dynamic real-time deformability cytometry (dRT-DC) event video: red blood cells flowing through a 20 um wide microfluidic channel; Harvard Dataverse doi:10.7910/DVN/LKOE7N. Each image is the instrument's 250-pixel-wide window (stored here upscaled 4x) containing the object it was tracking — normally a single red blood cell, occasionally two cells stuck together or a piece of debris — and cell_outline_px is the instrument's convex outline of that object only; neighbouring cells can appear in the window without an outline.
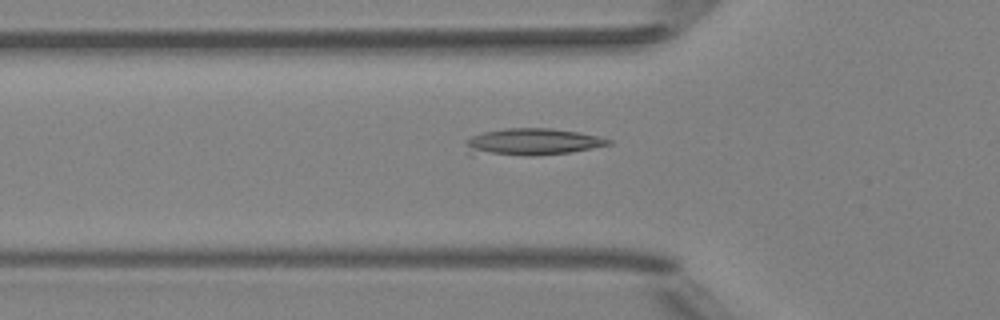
{"species": "Egyptian fruit bat (a non-hibernating species)", "species_latin": "Rousettus aegyptiacus", "temperature_condition": "room temperature", "stored_images_in_passage": 37, "camera_frame_rate_fps": 3000, "um_per_image_px": 0.085, "animal": {"sex": "female"}, "frame": {"image": 1, "passage_image": 9, "time_ms": 2.667, "image_size_px": [1000, 320], "cell_outline_px": [[612, 144], [572, 152], [532, 156], [468, 156], [464, 140], [472, 136], [484, 132], [504, 128], [552, 128], [580, 132], [612, 140]], "centroid_in_image_um": [45.12, 12.09], "position_along_channel_um": 80.7, "area_um2": 23.18}}
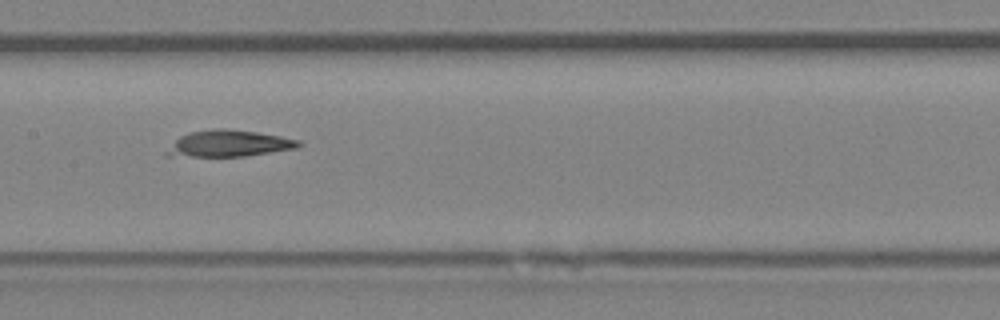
{"frame": {"image": 2, "passage_image": 17, "time_ms": 5.333, "image_size_px": [1000, 320], "cell_outline_px": [[300, 144], [296, 148], [244, 156], [168, 156], [164, 152], [180, 136], [188, 132], [212, 128], [224, 128], [256, 132], [280, 136], [300, 140]], "centroid_in_image_um": [19.41, 12.19], "position_along_channel_um": 188.0, "area_um2": 20.17}}
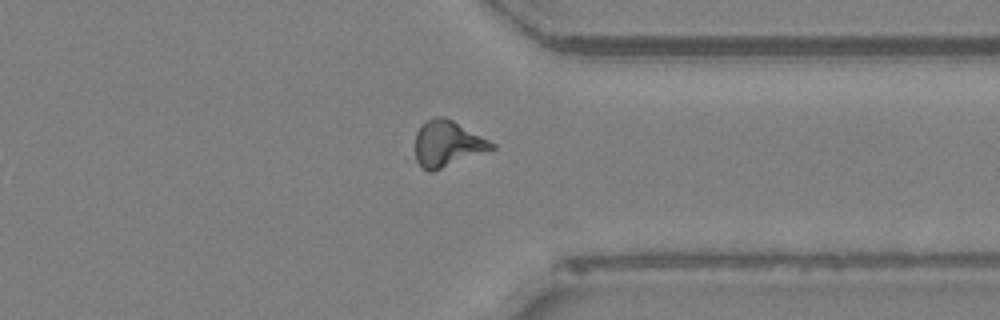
{"frame": {"image": 3, "passage_image": 31, "time_ms": 10.0, "image_size_px": [1000, 320], "cell_outline_px": [[496, 148], [432, 172], [428, 172], [420, 168], [408, 160], [416, 132], [420, 124], [432, 116], [444, 116], [452, 120], [496, 144]], "centroid_in_image_um": [37.86, 12.25], "position_along_channel_um": 373.5, "area_um2": 21.62}}